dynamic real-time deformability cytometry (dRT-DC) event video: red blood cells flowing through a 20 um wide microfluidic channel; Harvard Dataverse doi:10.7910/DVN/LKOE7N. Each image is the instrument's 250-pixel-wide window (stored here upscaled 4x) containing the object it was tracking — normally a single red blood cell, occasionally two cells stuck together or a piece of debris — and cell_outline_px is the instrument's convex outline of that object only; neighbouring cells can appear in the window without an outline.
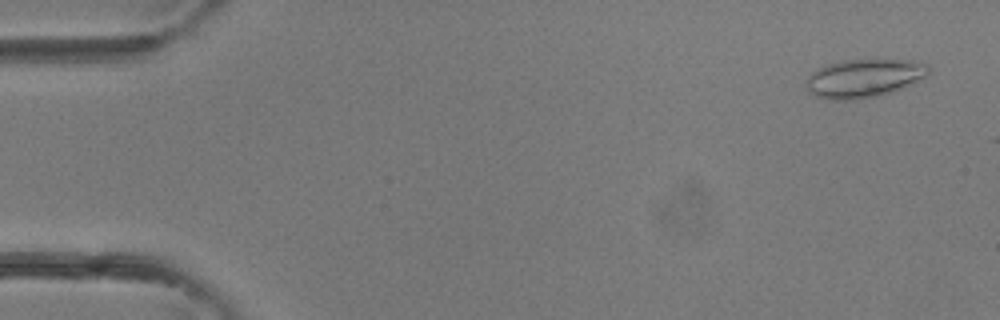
{"species": "common noctule bat (a hibernating species)", "species_latin": "Nyctalus noctula", "temperature_condition": "room temperature", "stored_images_in_passage": 12, "camera_frame_rate_fps": 3000, "um_per_image_px": 0.085, "animal": {"sex": "female"}, "frame": {"image": 1, "passage_image": 2, "time_ms": 0.333, "image_size_px": [1000, 320], "cell_outline_px": [[928, 72], [924, 76], [892, 92], [876, 96], [848, 100], [832, 100], [812, 96], [808, 88], [808, 76], [812, 72], [828, 64], [844, 60], [912, 60], [928, 64]], "centroid_in_image_um": [73.4, 6.65], "position_along_channel_um": 11.6, "area_um2": 26.82}}